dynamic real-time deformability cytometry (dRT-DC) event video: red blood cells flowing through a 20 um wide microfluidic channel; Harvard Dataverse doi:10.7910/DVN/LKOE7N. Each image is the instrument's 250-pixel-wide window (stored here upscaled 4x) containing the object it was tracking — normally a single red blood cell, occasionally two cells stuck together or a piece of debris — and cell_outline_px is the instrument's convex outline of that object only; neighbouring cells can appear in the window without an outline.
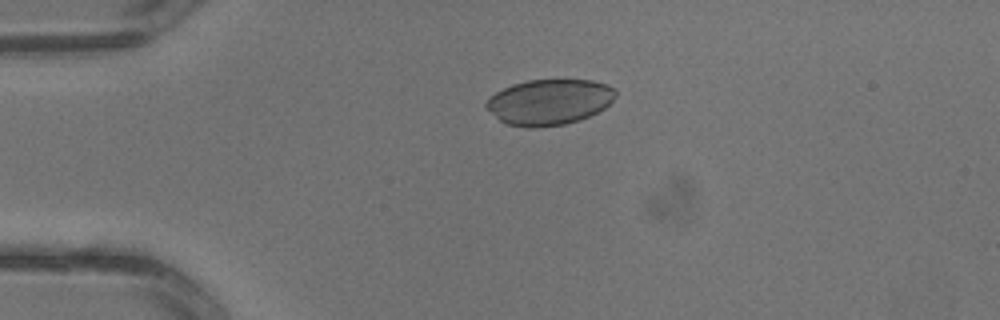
{"species": "common noctule bat (a hibernating species)", "species_latin": "Nyctalus noctula", "temperature_condition": "warm", "stored_images_in_passage": 1, "camera_frame_rate_fps": 3000, "um_per_image_px": 0.085, "animal": {"sex": "male", "body_mass_g": 13.3}, "frame": {"image": 1, "passage_image": 1, "time_ms": 0.0, "image_size_px": [1000, 320], "cell_outline_px": [[616, 96], [604, 108], [580, 120], [564, 124], [536, 128], [528, 128], [508, 124], [500, 120], [484, 108], [484, 104], [488, 96], [512, 84], [528, 80], [592, 80], [608, 84], [616, 92]], "centroid_in_image_um": [46.64, 8.67], "position_along_channel_um": 38.4, "area_um2": 34.51}}